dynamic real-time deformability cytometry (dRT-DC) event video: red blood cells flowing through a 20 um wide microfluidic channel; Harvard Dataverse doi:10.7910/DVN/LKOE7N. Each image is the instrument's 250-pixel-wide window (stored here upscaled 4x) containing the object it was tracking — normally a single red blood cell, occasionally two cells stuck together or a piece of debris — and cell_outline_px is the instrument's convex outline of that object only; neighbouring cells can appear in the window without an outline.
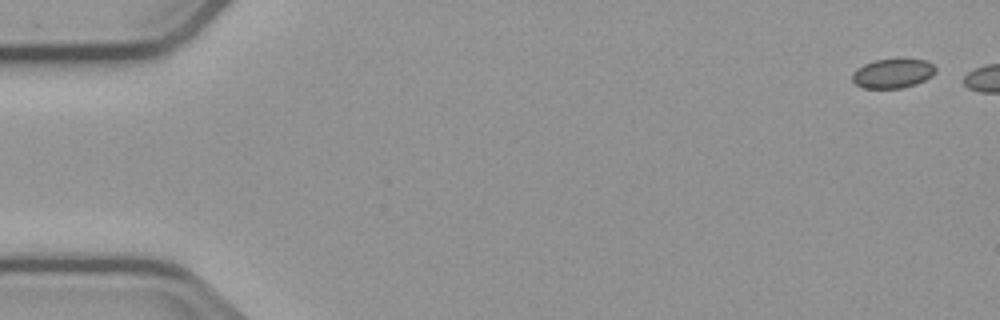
{"species": "common noctule bat (a hibernating species)", "species_latin": "Nyctalus noctula", "temperature_condition": "cold", "stored_images_in_passage": 5, "camera_frame_rate_fps": 3000, "um_per_image_px": 0.085, "animal": {"sex": "male", "body_mass_g": 23.1, "forearm_length_mm": 52.7}, "frame": {"image": 1, "passage_image": 1, "time_ms": 0.0, "image_size_px": [1000, 320], "cell_outline_px": [[936, 72], [932, 76], [916, 84], [900, 88], [864, 88], [856, 84], [852, 80], [852, 72], [856, 68], [864, 64], [876, 60], [928, 60], [936, 68]], "centroid_in_image_um": [75.88, 6.25], "position_along_channel_um": 9.1, "area_um2": 14.1}}